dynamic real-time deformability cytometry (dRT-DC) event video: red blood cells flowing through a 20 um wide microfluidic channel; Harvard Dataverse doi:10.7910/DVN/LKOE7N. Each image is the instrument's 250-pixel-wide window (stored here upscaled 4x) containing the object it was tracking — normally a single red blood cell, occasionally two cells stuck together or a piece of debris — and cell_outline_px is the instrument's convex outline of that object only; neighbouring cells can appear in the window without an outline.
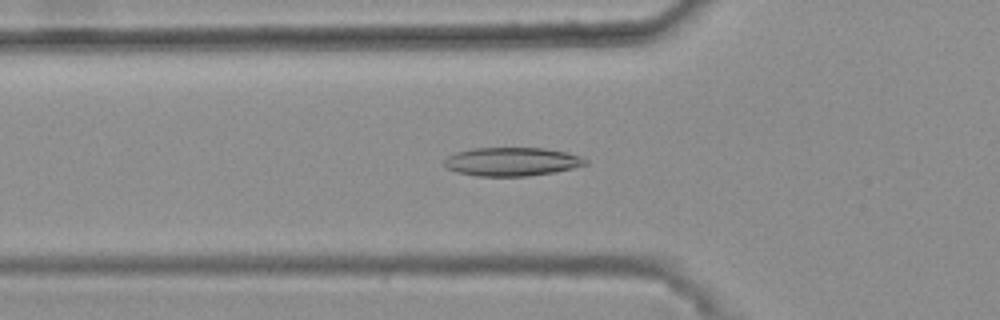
{"species": "common noctule bat (a hibernating species)", "species_latin": "Nyctalus noctula", "temperature_condition": "warm", "stored_images_in_passage": 47, "camera_frame_rate_fps": 3000, "um_per_image_px": 0.085, "animal": {"sex": "female", "body_mass_g": 25.1}, "frame": {"image": 1, "passage_image": 19, "time_ms": 6.0, "image_size_px": [1000, 320], "cell_outline_px": [[588, 164], [572, 168], [552, 172], [528, 176], [476, 176], [456, 172], [448, 168], [444, 164], [444, 160], [448, 156], [456, 152], [472, 148], [544, 148], [568, 152], [580, 156], [588, 160]], "centroid_in_image_um": [43.51, 13.74], "position_along_channel_um": 82.3, "area_um2": 23.52}}
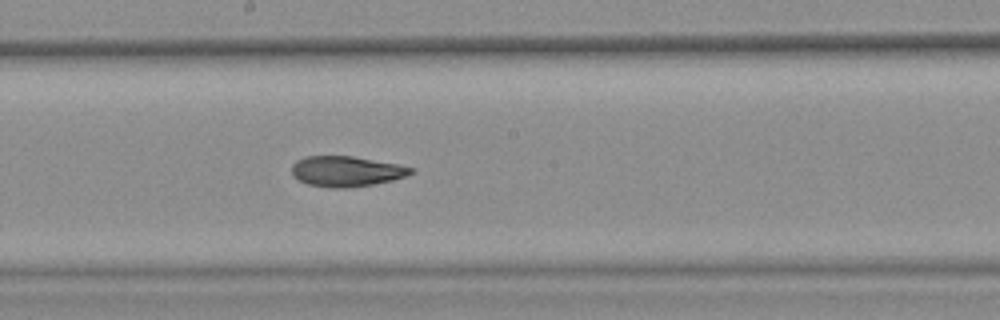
{"frame": {"image": 2, "passage_image": 30, "time_ms": 9.667, "image_size_px": [1000, 320], "cell_outline_px": [[416, 172], [392, 180], [372, 184], [348, 188], [332, 188], [308, 184], [300, 180], [292, 172], [292, 164], [296, 160], [304, 156], [352, 156], [396, 164], [416, 168]], "centroid_in_image_um": [29.45, 14.55], "position_along_channel_um": 218.8, "area_um2": 20.98}}
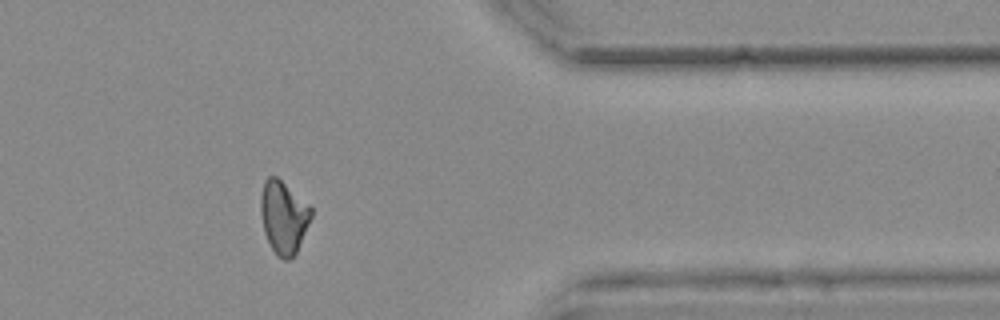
{"frame": {"image": 3, "passage_image": 45, "time_ms": 14.667, "image_size_px": [1000, 320], "cell_outline_px": [[312, 216], [296, 252], [288, 260], [284, 260], [276, 256], [264, 232], [260, 212], [260, 196], [264, 180], [268, 176], [276, 176], [308, 204], [312, 208]], "centroid_in_image_um": [24.08, 18.45], "position_along_channel_um": 387.3, "area_um2": 21.21}, "authors_computed_cell_mechanics": {"area_um2": 22.0796, "velocity_mm_per_s": 3.7157, "shape_relaxation_time_tau1_ms": null, "shape_relaxation_time_tau2_ms": 2.4657, "deformation_change_tau1": null, "deformation_change_tau2": 0.0811}}